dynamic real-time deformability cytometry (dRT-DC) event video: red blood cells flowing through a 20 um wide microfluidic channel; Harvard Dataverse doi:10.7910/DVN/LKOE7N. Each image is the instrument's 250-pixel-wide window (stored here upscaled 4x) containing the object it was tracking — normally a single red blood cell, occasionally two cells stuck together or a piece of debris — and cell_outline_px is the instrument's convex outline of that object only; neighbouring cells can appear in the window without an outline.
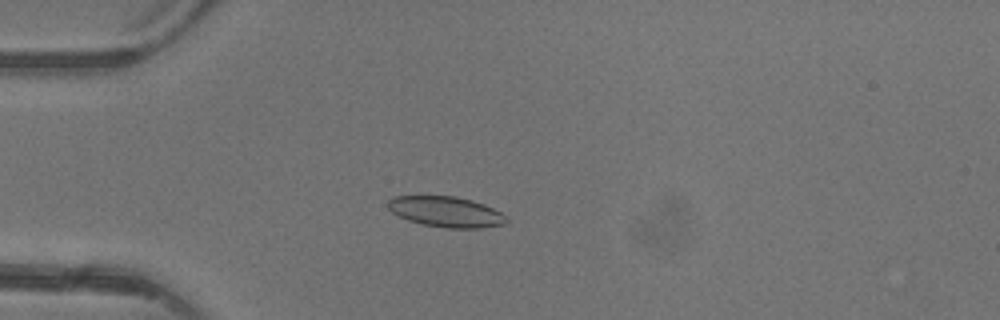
{"species": "common noctule bat (a hibernating species)", "species_latin": "Nyctalus noctula", "temperature_condition": "warm", "stored_images_in_passage": 4, "camera_frame_rate_fps": 3000, "um_per_image_px": 0.085, "animal": {"sex": "female"}, "frame": {"image": 1, "passage_image": 4, "time_ms": 3.667, "image_size_px": [1000, 320], "cell_outline_px": [[508, 220], [504, 224], [480, 228], [448, 228], [424, 224], [408, 220], [392, 212], [388, 208], [388, 200], [396, 196], [456, 196], [472, 200], [484, 204], [508, 216]], "centroid_in_image_um": [37.94, 18.0], "position_along_channel_um": 47.1, "area_um2": 20.98}}